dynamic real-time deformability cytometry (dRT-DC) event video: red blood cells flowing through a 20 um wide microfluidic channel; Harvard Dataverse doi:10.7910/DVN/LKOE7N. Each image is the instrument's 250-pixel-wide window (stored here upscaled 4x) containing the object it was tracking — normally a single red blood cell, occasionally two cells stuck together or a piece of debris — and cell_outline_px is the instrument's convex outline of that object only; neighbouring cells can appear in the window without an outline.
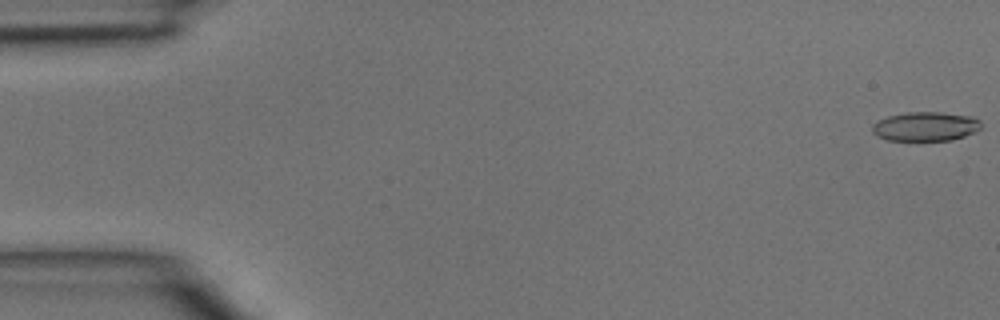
{"species": "common noctule bat (a hibernating species)", "species_latin": "Nyctalus noctula", "temperature_condition": "room temperature", "stored_images_in_passage": 5, "camera_frame_rate_fps": 3000, "um_per_image_px": 0.085, "animal": {"sex": "male", "body_mass_g": 15.6}, "frame": {"image": 1, "passage_image": 1, "time_ms": 0.0, "image_size_px": [1000, 320], "cell_outline_px": [[980, 128], [964, 136], [952, 140], [888, 140], [876, 136], [872, 132], [872, 124], [888, 116], [908, 112], [940, 112], [972, 116], [980, 120]], "centroid_in_image_um": [78.65, 10.74], "position_along_channel_um": 6.4, "area_um2": 18.38}}
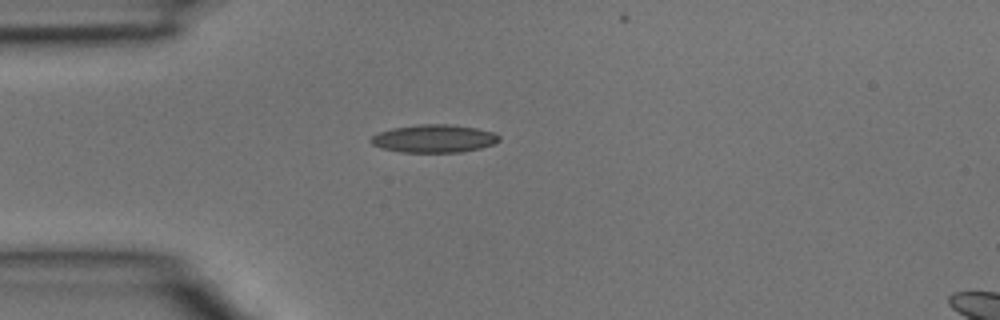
{"frame": {"image": 2, "passage_image": 4, "time_ms": 1.0, "image_size_px": [1000, 320], "cell_outline_px": [[500, 140], [492, 144], [480, 148], [460, 152], [400, 152], [384, 148], [372, 144], [368, 140], [372, 136], [380, 132], [392, 128], [420, 124], [448, 124], [476, 128], [496, 132], [500, 136]], "centroid_in_image_um": [36.91, 11.77], "position_along_channel_um": 48.1, "area_um2": 20.81}}